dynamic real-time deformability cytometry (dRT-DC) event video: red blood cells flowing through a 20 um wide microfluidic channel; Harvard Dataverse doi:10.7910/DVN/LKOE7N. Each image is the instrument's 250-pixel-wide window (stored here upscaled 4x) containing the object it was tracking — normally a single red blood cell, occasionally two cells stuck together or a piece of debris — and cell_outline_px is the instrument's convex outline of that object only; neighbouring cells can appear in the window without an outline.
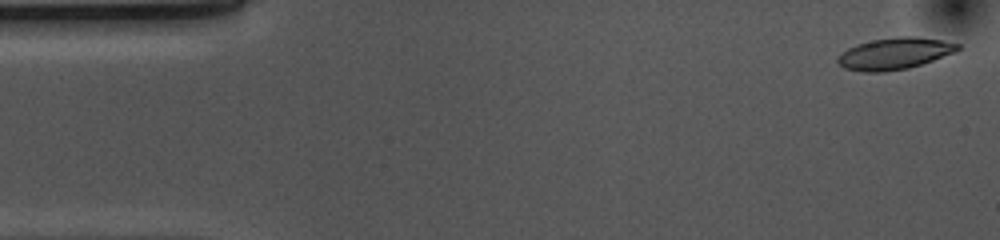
{"species": "common noctule bat (a hibernating species)", "species_latin": "Nyctalus noctula", "temperature_condition": "cold", "stored_images_in_passage": 52, "camera_frame_rate_fps": 3000, "um_per_image_px": 0.085, "animal": {"sex": "female", "body_mass_g": 10.0, "forearm_length_mm": 53.1}, "frame": {"image": 1, "passage_image": 1, "time_ms": 0.0, "image_size_px": [1000, 240], "cell_outline_px": [[960, 48], [956, 52], [908, 68], [884, 72], [864, 72], [844, 68], [836, 60], [848, 48], [856, 44], [872, 40], [900, 36], [916, 36], [944, 40], [960, 44]], "centroid_in_image_um": [76.07, 4.54], "position_along_channel_um": 8.9, "area_um2": 22.02}}
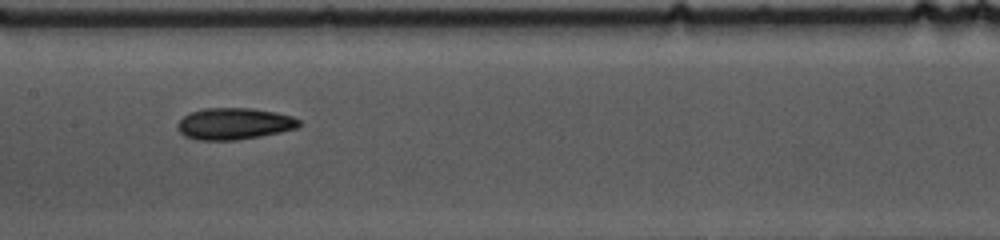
{"frame": {"image": 2, "passage_image": 24, "time_ms": 7.667, "image_size_px": [1000, 240], "cell_outline_px": [[300, 124], [296, 128], [280, 132], [260, 136], [236, 140], [200, 140], [184, 136], [176, 128], [176, 124], [184, 116], [192, 112], [204, 108], [252, 108], [276, 112], [292, 116], [300, 120]], "centroid_in_image_um": [19.89, 10.51], "position_along_channel_um": 187.5, "area_um2": 22.37}}
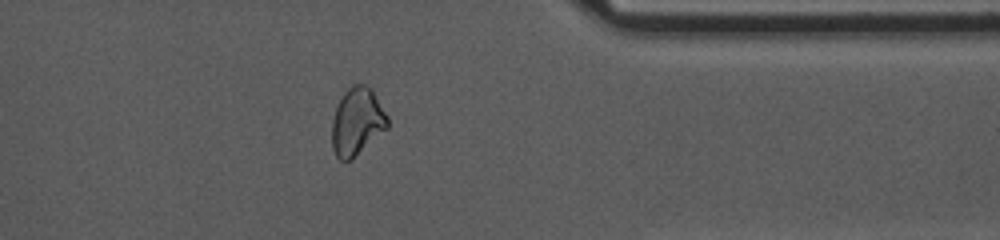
{"frame": {"image": 3, "passage_image": 41, "time_ms": 13.333, "image_size_px": [1000, 240], "cell_outline_px": [[388, 128], [352, 160], [340, 160], [336, 156], [332, 148], [332, 120], [336, 108], [344, 92], [352, 84], [364, 84], [372, 88], [388, 116]], "centroid_in_image_um": [30.36, 10.34], "position_along_channel_um": 381.0, "area_um2": 22.08}, "authors_computed_cell_mechanics": {"area_um2": 22.0796, "velocity_mm_per_s": 3.6983, "shape_relaxation_time_tau1_ms": 4.9078, "shape_relaxation_time_tau2_ms": 5.5833, "deformation_change_tau1": 0.1142, "deformation_change_tau2": 0.1143}}